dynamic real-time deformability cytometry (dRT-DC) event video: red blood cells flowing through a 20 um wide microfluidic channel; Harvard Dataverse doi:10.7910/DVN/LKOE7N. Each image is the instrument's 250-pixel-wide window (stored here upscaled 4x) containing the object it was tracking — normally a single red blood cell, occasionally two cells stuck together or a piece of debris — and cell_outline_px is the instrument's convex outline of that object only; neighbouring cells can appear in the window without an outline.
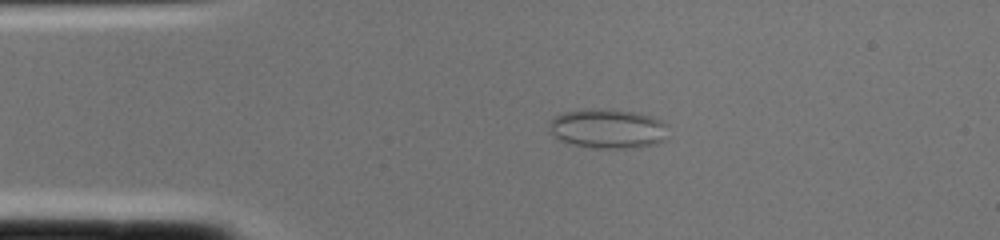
{"species": "common noctule bat (a hibernating species)", "species_latin": "Nyctalus noctula", "temperature_condition": "cold", "stored_images_in_passage": 1, "camera_frame_rate_fps": 3000, "um_per_image_px": 0.085, "animal": {"sex": "female", "body_mass_g": 22.0, "forearm_length_mm": 56.7}, "frame": {"image": 1, "passage_image": 1, "time_ms": 0.0, "image_size_px": [1000, 240], "cell_outline_px": [[668, 140], [656, 144], [636, 148], [592, 148], [572, 144], [560, 140], [548, 128], [552, 120], [556, 116], [564, 112], [592, 108], [636, 112], [652, 116], [668, 124]], "centroid_in_image_um": [51.75, 10.95], "position_along_channel_um": 33.2, "area_um2": 27.63}}